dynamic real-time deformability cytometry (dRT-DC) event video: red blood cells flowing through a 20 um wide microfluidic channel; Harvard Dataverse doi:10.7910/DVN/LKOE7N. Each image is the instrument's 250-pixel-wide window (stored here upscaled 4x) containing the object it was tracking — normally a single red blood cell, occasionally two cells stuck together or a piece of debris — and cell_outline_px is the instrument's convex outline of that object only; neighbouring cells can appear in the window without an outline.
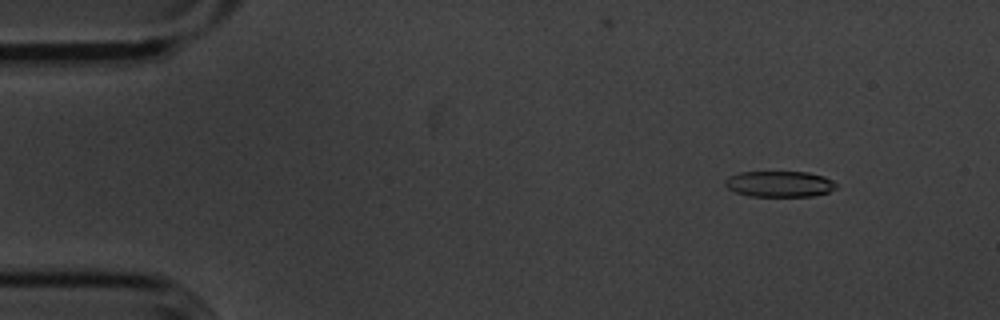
{"species": "common noctule bat (a hibernating species)", "species_latin": "Nyctalus noctula", "temperature_condition": "cold", "stored_images_in_passage": 16, "camera_frame_rate_fps": 3000, "um_per_image_px": 0.085, "animal": {"sex": "male", "body_mass_g": 20.1, "forearm_length_mm": 53.5}, "frame": {"image": 1, "passage_image": 6, "time_ms": 1.667, "image_size_px": [1000, 320], "cell_outline_px": [[836, 188], [828, 192], [812, 196], [748, 196], [736, 192], [728, 188], [724, 184], [724, 180], [728, 176], [740, 172], [808, 172], [824, 176], [832, 180], [836, 184]], "centroid_in_image_um": [66.24, 15.63], "position_along_channel_um": 18.8, "area_um2": 16.82}}